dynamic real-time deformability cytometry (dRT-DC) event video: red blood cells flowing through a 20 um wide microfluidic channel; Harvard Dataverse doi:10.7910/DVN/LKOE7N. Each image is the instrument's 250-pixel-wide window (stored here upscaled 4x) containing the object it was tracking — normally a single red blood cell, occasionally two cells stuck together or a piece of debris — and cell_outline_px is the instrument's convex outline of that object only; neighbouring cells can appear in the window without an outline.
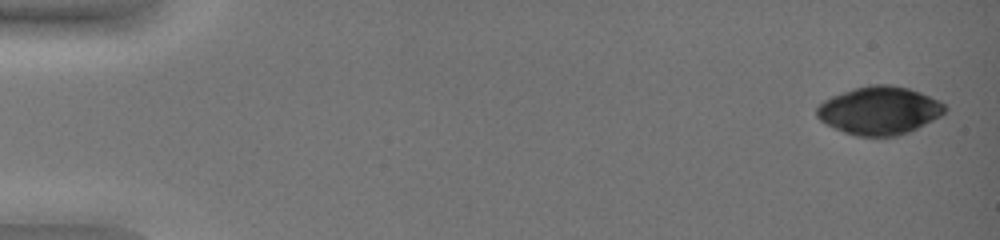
{"species": "common noctule bat (a hibernating species)", "species_latin": "Nyctalus noctula", "temperature_condition": "warm", "stored_images_in_passage": 17, "camera_frame_rate_fps": 3000, "um_per_image_px": 0.085, "animal": {"sex": "female", "body_mass_g": 19.0, "forearm_length_mm": 51.5}, "frame": {"image": 1, "passage_image": 1, "time_ms": 0.0, "image_size_px": [1000, 240], "cell_outline_px": [[948, 108], [940, 116], [908, 132], [896, 136], [856, 136], [844, 132], [824, 124], [816, 116], [816, 108], [824, 100], [832, 96], [868, 84], [892, 84], [908, 88], [920, 92], [940, 100]], "centroid_in_image_um": [74.73, 9.39], "position_along_channel_um": 10.3, "area_um2": 35.84}}